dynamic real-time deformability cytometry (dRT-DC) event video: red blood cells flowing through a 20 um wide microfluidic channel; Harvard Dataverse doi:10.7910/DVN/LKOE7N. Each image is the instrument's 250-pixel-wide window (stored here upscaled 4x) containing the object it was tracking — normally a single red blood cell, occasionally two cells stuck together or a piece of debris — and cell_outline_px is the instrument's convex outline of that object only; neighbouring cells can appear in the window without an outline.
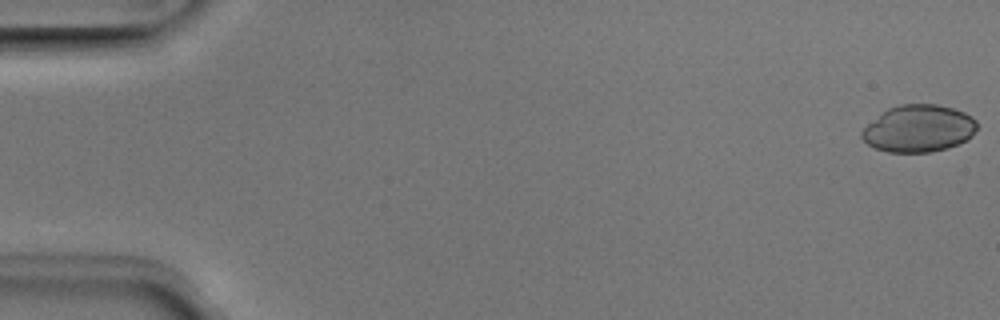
{"species": "Egyptian fruit bat (a non-hibernating species)", "species_latin": "Rousettus aegyptiacus", "temperature_condition": "room temperature", "stored_images_in_passage": 51, "camera_frame_rate_fps": 3000, "um_per_image_px": 0.085, "animal": {"sex": "male"}, "frame": {"image": 1, "passage_image": 1, "time_ms": 0.0, "image_size_px": [1000, 320], "cell_outline_px": [[976, 128], [972, 136], [968, 140], [948, 148], [928, 152], [888, 152], [876, 148], [868, 144], [860, 136], [860, 132], [868, 124], [888, 108], [900, 104], [936, 104], [952, 108], [964, 112], [972, 116], [976, 120]], "centroid_in_image_um": [78.1, 10.92], "position_along_channel_um": 6.9, "area_um2": 31.56}}
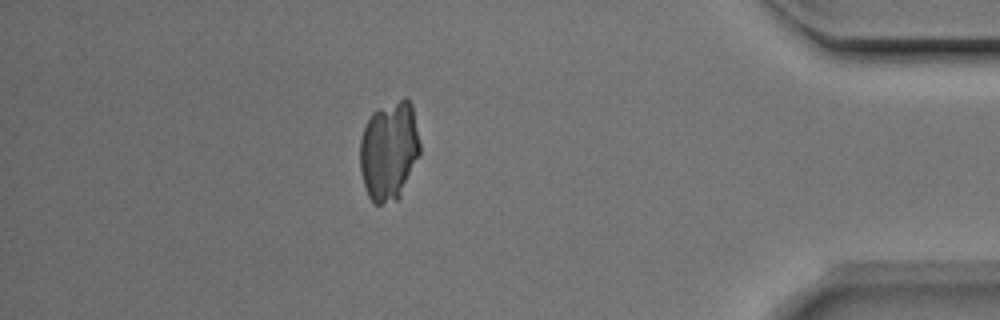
{"frame": {"image": 2, "passage_image": 45, "time_ms": 14.667, "image_size_px": [1000, 320], "cell_outline_px": [[420, 156], [400, 196], [396, 200], [380, 204], [372, 204], [368, 196], [360, 172], [360, 140], [364, 128], [372, 112], [404, 96], [412, 104], [420, 144]], "centroid_in_image_um": [33.07, 12.82], "position_along_channel_um": 402.1, "area_um2": 34.91}}